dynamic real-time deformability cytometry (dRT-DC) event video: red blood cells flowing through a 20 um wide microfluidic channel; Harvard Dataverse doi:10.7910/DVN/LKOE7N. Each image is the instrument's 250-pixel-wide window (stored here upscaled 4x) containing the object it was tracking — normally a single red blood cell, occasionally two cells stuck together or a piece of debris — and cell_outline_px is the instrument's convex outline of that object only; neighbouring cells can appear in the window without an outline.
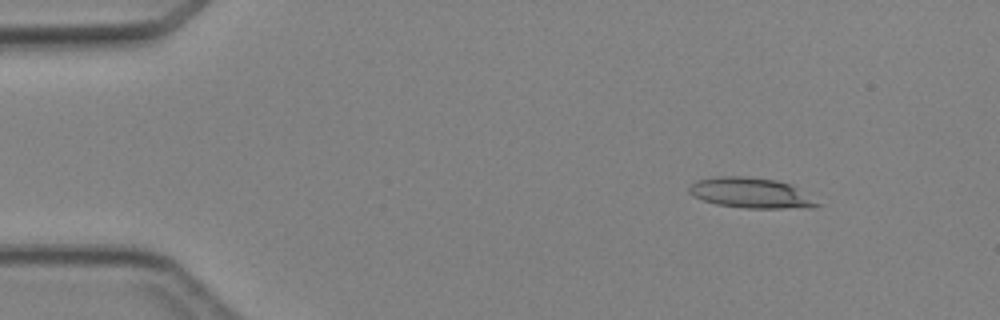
{"species": "Egyptian fruit bat (a non-hibernating species)", "species_latin": "Rousettus aegyptiacus", "temperature_condition": "cold", "stored_images_in_passage": 3, "camera_frame_rate_fps": 3000, "um_per_image_px": 0.085, "animal": {"sex": "female"}, "frame": {"image": 1, "passage_image": 2, "time_ms": 1.0, "image_size_px": [1000, 320], "cell_outline_px": [[820, 204], [812, 208], [744, 208], [716, 204], [692, 196], [688, 192], [688, 188], [696, 180], [716, 176], [744, 176], [776, 180], [792, 184]], "centroid_in_image_um": [63.79, 16.4], "position_along_channel_um": 21.2, "area_um2": 22.66}}